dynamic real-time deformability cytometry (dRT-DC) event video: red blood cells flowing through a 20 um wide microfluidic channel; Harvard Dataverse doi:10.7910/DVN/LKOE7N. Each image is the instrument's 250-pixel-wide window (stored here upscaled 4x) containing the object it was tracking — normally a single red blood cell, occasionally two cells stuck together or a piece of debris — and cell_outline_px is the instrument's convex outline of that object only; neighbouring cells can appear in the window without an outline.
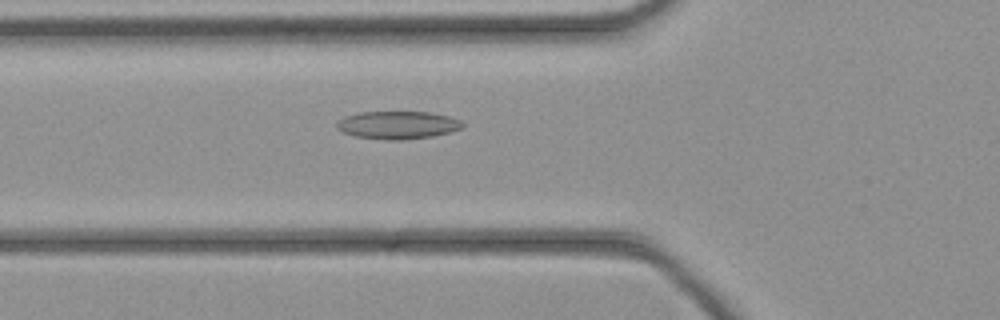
{"species": "common noctule bat (a hibernating species)", "species_latin": "Nyctalus noctula", "temperature_condition": "cold", "stored_images_in_passage": 31, "camera_frame_rate_fps": 3000, "um_per_image_px": 0.085, "animal": {"sex": "female", "body_mass_g": 21.9}, "frame": {"image": 1, "passage_image": 2, "time_ms": 0.333, "image_size_px": [1000, 320], "cell_outline_px": [[464, 128], [432, 136], [404, 140], [384, 140], [352, 136], [340, 132], [336, 128], [336, 120], [344, 116], [360, 112], [428, 112], [448, 116], [460, 120], [464, 124]], "centroid_in_image_um": [33.73, 10.63], "position_along_channel_um": 92.1, "area_um2": 20.69}}
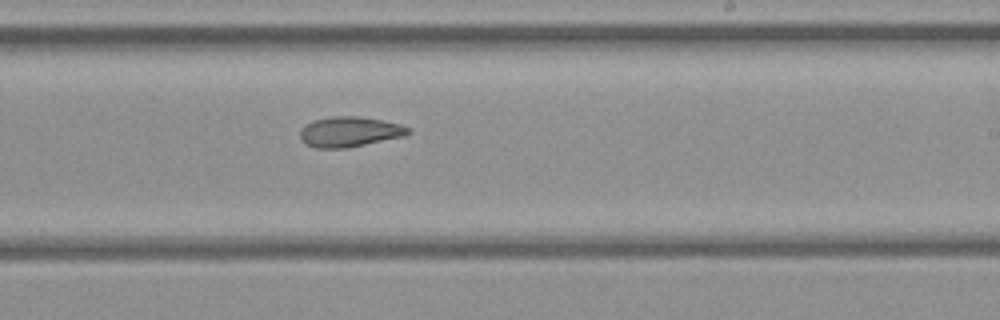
{"frame": {"image": 2, "passage_image": 13, "time_ms": 4.0, "image_size_px": [1000, 320], "cell_outline_px": [[412, 132], [404, 136], [348, 148], [316, 148], [304, 144], [300, 140], [300, 132], [304, 124], [312, 120], [332, 116], [356, 116], [380, 120], [400, 124], [412, 128]], "centroid_in_image_um": [29.69, 11.21], "position_along_channel_um": 259.3, "area_um2": 19.25}}
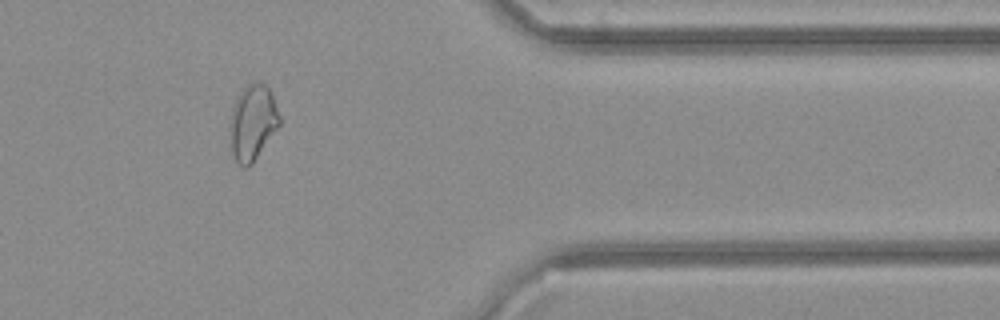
{"frame": {"image": 3, "passage_image": 23, "time_ms": 7.333, "image_size_px": [1000, 320], "cell_outline_px": [[280, 124], [252, 164], [244, 168], [236, 160], [232, 152], [228, 128], [228, 124], [232, 108], [240, 92], [248, 84], [256, 80], [264, 84], [268, 88], [272, 96], [280, 116]], "centroid_in_image_um": [21.45, 10.41], "position_along_channel_um": 390.0, "area_um2": 21.79}}